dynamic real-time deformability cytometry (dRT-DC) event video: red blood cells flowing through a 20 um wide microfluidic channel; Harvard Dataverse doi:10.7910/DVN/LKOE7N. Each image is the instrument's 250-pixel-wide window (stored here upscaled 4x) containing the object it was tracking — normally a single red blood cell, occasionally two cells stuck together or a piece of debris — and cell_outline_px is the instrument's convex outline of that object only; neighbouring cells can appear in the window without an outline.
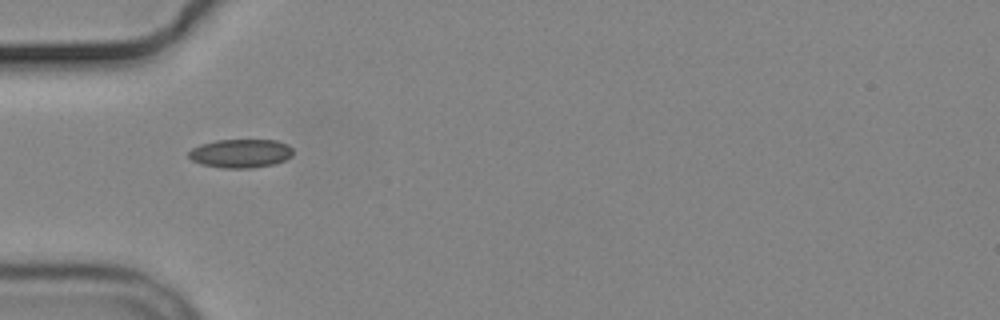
{"species": "common noctule bat (a hibernating species)", "species_latin": "Nyctalus noctula", "temperature_condition": "cold", "stored_images_in_passage": 31, "camera_frame_rate_fps": 3000, "um_per_image_px": 0.085, "animal": {"sex": "male", "body_mass_g": 19.2, "forearm_length_mm": 51.8}, "frame": {"image": 1, "passage_image": 1, "time_ms": 0.0, "image_size_px": [1000, 320], "cell_outline_px": [[292, 156], [276, 164], [252, 168], [224, 168], [200, 164], [192, 160], [188, 156], [188, 152], [192, 148], [200, 144], [216, 140], [276, 140], [288, 144], [292, 148]], "centroid_in_image_um": [20.45, 13.04], "position_along_channel_um": 64.5, "area_um2": 17.57}}
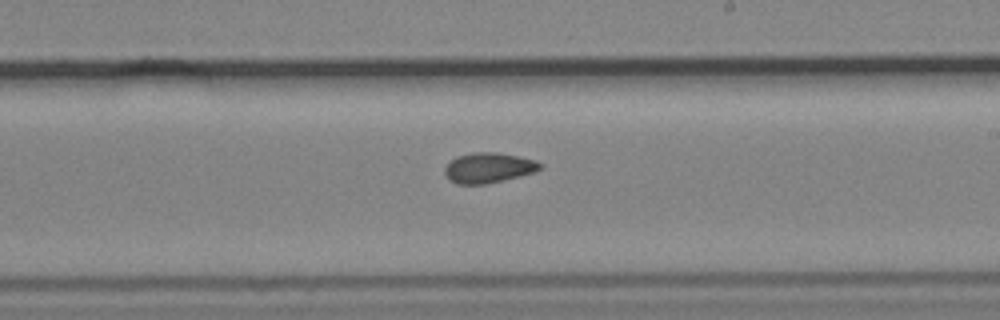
{"frame": {"image": 2, "passage_image": 16, "time_ms": 5.0, "image_size_px": [1000, 320], "cell_outline_px": [[544, 164], [540, 168], [532, 172], [520, 176], [504, 180], [484, 184], [456, 184], [448, 180], [444, 172], [444, 168], [456, 156], [472, 152], [496, 152], [536, 160]], "centroid_in_image_um": [41.49, 14.26], "position_along_channel_um": 247.5, "area_um2": 16.76}}
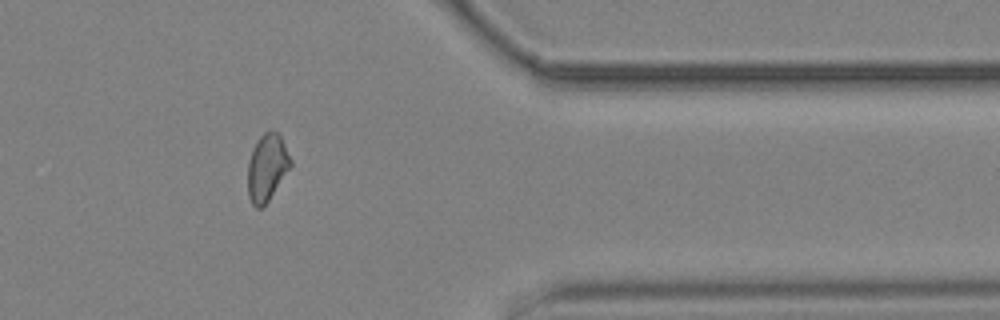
{"frame": {"image": 3, "passage_image": 29, "time_ms": 9.333, "image_size_px": [1000, 320], "cell_outline_px": [[292, 164], [268, 200], [260, 208], [256, 208], [252, 204], [248, 196], [248, 160], [252, 148], [260, 136], [268, 128], [276, 132], [280, 136], [292, 160]], "centroid_in_image_um": [22.67, 14.2], "position_along_channel_um": 388.7, "area_um2": 16.59}, "authors_computed_cell_mechanics": {"area_um2": 16.5886, "velocity_mm_per_s": 3.6859, "shape_relaxation_time_tau1_ms": null, "shape_relaxation_time_tau2_ms": 4.6054, "deformation_change_tau1": null, "deformation_change_tau2": 0.0996}}